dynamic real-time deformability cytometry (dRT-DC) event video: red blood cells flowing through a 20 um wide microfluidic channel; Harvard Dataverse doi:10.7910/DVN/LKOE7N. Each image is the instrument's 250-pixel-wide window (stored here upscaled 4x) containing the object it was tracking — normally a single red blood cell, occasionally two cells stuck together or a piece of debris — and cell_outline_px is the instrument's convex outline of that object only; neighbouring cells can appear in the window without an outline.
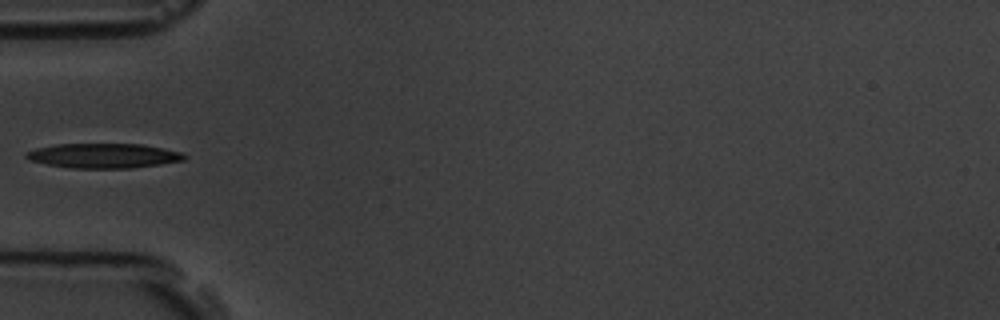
{"species": "common noctule bat (a hibernating species)", "species_latin": "Nyctalus noctula", "temperature_condition": "room temperature", "stored_images_in_passage": 4, "camera_frame_rate_fps": 3000, "um_per_image_px": 0.085, "animal": {"sex": "male", "body_mass_g": 19.5, "forearm_length_mm": 54.6}, "frame": {"image": 1, "passage_image": 3, "time_ms": 2.333, "image_size_px": [1000, 320], "cell_outline_px": [[188, 156], [184, 160], [160, 164], [132, 168], [72, 168], [48, 164], [32, 160], [24, 156], [24, 152], [36, 148], [56, 144], [144, 144], [184, 152]], "centroid_in_image_um": [8.85, 13.23], "position_along_channel_um": 76.1, "area_um2": 22.83}}
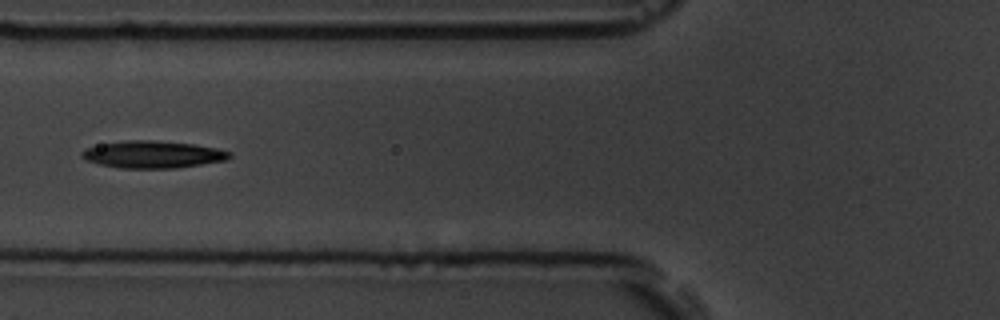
{"frame": {"image": 2, "passage_image": 4, "time_ms": 3.333, "image_size_px": [1000, 320], "cell_outline_px": [[232, 156], [228, 160], [176, 168], [120, 168], [100, 164], [88, 160], [80, 156], [80, 152], [84, 148], [100, 144], [128, 140], [148, 140], [192, 144], [216, 148], [232, 152]], "centroid_in_image_um": [12.99, 13.13], "position_along_channel_um": 112.8, "area_um2": 23.35}}